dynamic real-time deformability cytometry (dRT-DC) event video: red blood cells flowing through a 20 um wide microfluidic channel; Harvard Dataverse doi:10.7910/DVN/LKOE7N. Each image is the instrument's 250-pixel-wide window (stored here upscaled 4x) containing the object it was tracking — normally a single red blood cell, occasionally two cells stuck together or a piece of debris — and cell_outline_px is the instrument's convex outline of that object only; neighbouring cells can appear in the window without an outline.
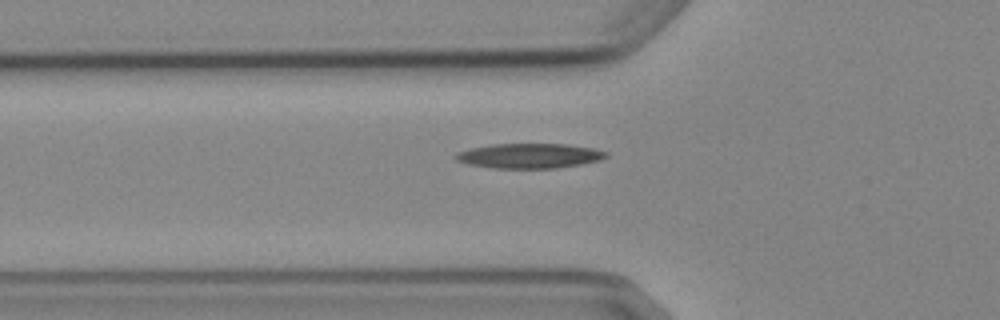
{"species": "Egyptian fruit bat (a non-hibernating species)", "species_latin": "Rousettus aegyptiacus", "temperature_condition": "cold", "stored_images_in_passage": 4, "camera_frame_rate_fps": 3000, "um_per_image_px": 0.085, "animal": {"sex": "female"}, "frame": {"image": 1, "passage_image": 4, "time_ms": 3.667, "image_size_px": [1000, 320], "cell_outline_px": [[608, 156], [600, 160], [580, 164], [556, 168], [492, 168], [468, 164], [456, 160], [452, 156], [456, 152], [468, 148], [492, 144], [568, 144], [592, 148], [608, 152]], "centroid_in_image_um": [44.95, 13.24], "position_along_channel_um": 80.8, "area_um2": 21.91}}